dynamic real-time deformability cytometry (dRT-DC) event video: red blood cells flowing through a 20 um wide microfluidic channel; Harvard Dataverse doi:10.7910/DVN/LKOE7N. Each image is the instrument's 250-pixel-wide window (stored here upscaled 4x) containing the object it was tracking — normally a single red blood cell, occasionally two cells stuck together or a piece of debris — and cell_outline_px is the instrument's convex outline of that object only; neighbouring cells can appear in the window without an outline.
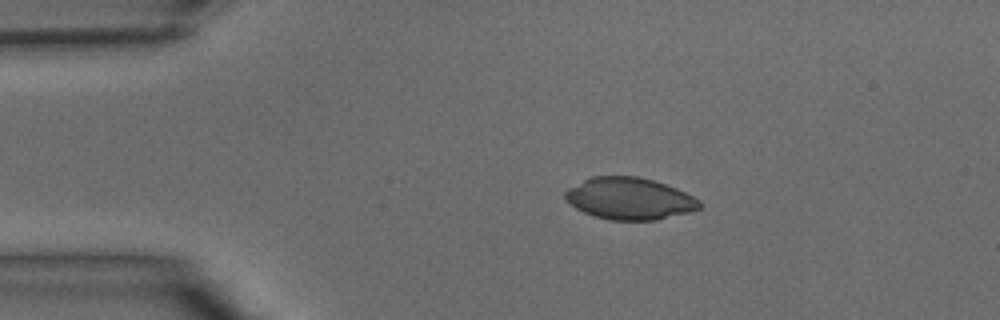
{"species": "common noctule bat (a hibernating species)", "species_latin": "Nyctalus noctula", "temperature_condition": "warm", "stored_images_in_passage": 13, "camera_frame_rate_fps": 3000, "um_per_image_px": 0.085, "animal": {"sex": "male", "body_mass_g": 15.6}, "frame": {"image": 1, "passage_image": 7, "time_ms": 2.0, "image_size_px": [1000, 320], "cell_outline_px": [[700, 208], [692, 212], [656, 220], [612, 220], [596, 216], [584, 212], [576, 208], [564, 200], [564, 192], [568, 188], [592, 176], [636, 176], [652, 180], [676, 188], [700, 200]], "centroid_in_image_um": [53.5, 16.88], "position_along_channel_um": 31.5, "area_um2": 32.71}}